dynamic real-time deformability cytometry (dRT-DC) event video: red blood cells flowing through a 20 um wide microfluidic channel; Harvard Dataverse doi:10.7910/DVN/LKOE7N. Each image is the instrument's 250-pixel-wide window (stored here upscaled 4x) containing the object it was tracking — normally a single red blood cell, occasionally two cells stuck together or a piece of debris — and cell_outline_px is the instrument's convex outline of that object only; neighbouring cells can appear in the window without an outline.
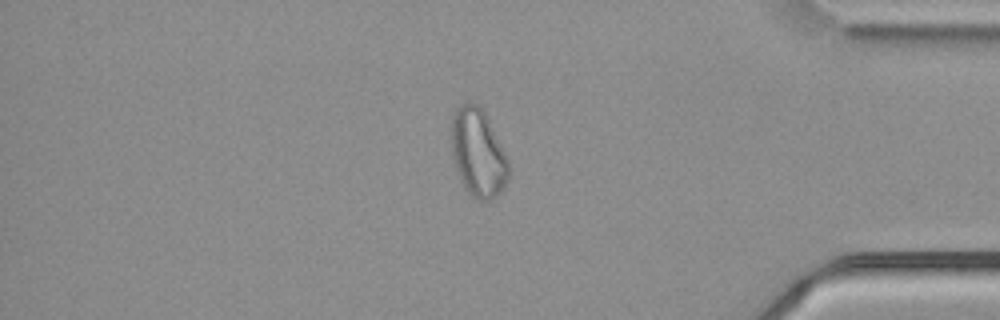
{"species": "common noctule bat (a hibernating species)", "species_latin": "Nyctalus noctula", "temperature_condition": "cold", "stored_images_in_passage": 54, "camera_frame_rate_fps": 3000, "um_per_image_px": 0.085, "animal": {"sex": "male", "body_mass_g": 21.5, "forearm_length_mm": 52.0}, "frame": {"image": 1, "passage_image": 46, "time_ms": 15.0, "image_size_px": [1000, 320], "cell_outline_px": [[508, 180], [504, 188], [492, 200], [480, 200], [472, 196], [464, 188], [460, 180], [452, 160], [452, 112], [460, 104], [468, 100], [472, 100], [480, 104], [508, 160]], "centroid_in_image_um": [40.6, 12.97], "position_along_channel_um": 394.6, "area_um2": 29.54}, "authors_computed_cell_mechanics": {"area_um2": 29.6514, "velocity_mm_per_s": 3.7386, "shape_relaxation_time_tau1_ms": null, "shape_relaxation_time_tau2_ms": 2.5652, "deformation_change_tau1": null, "deformation_change_tau2": 0.0786}}